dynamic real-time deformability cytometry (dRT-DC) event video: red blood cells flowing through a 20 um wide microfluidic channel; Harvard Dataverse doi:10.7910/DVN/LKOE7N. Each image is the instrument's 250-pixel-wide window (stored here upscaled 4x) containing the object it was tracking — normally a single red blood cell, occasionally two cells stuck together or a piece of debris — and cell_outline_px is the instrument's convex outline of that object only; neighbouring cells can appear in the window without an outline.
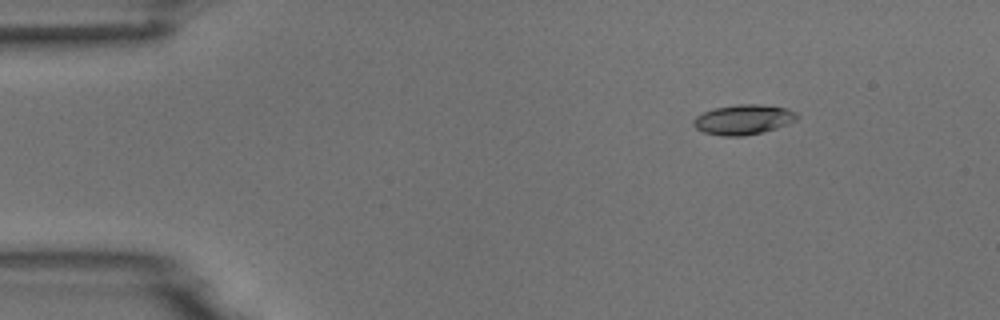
{"species": "common noctule bat (a hibernating species)", "species_latin": "Nyctalus noctula", "temperature_condition": "room temperature", "stored_images_in_passage": 6, "camera_frame_rate_fps": 3000, "um_per_image_px": 0.085, "animal": {"sex": "male", "body_mass_g": 18.8}, "frame": {"image": 1, "passage_image": 2, "time_ms": 2.0, "image_size_px": [1000, 320], "cell_outline_px": [[796, 120], [788, 124], [776, 128], [744, 136], [724, 136], [704, 132], [696, 128], [692, 124], [692, 120], [696, 116], [704, 112], [716, 108], [736, 104], [760, 104], [788, 108], [796, 112]], "centroid_in_image_um": [63.18, 10.15], "position_along_channel_um": 21.8, "area_um2": 17.98}}
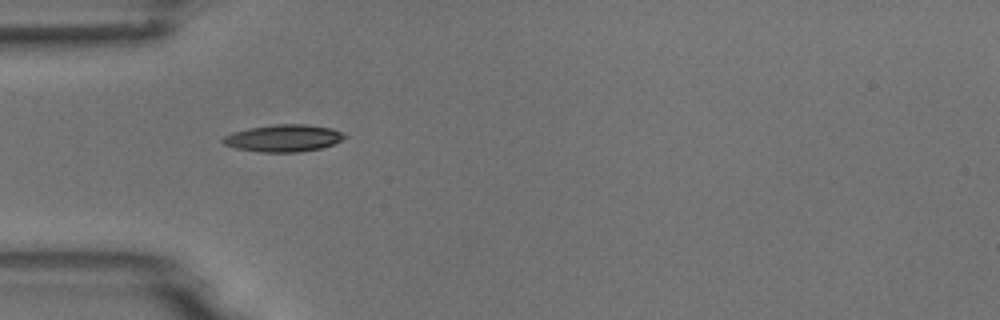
{"frame": {"image": 2, "passage_image": 4, "time_ms": 5.0, "image_size_px": [1000, 320], "cell_outline_px": [[348, 136], [332, 144], [320, 148], [296, 152], [260, 152], [236, 148], [224, 144], [220, 140], [224, 136], [232, 132], [248, 128], [276, 124], [304, 124], [332, 128]], "centroid_in_image_um": [24.05, 11.74], "position_along_channel_um": 60.9, "area_um2": 19.07}}